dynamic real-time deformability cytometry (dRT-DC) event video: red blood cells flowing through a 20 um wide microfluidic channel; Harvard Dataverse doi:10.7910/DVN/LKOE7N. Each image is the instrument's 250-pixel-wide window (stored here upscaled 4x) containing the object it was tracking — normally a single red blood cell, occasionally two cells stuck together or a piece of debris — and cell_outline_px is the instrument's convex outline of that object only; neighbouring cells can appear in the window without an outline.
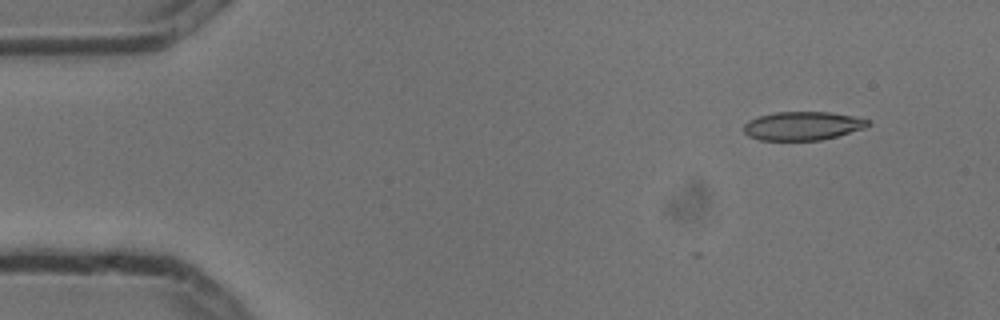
{"species": "common noctule bat (a hibernating species)", "species_latin": "Nyctalus noctula", "temperature_condition": "cold", "stored_images_in_passage": 5, "camera_frame_rate_fps": 3000, "um_per_image_px": 0.085, "animal": {"sex": "male", "body_mass_g": 13.3}, "frame": {"image": 1, "passage_image": 1, "time_ms": 0.0, "image_size_px": [1000, 320], "cell_outline_px": [[872, 124], [864, 128], [836, 136], [820, 140], [760, 140], [748, 136], [744, 132], [744, 124], [748, 120], [760, 116], [776, 112], [828, 112], [852, 116], [868, 120]], "centroid_in_image_um": [68.2, 10.7], "position_along_channel_um": 16.8, "area_um2": 20.52}}
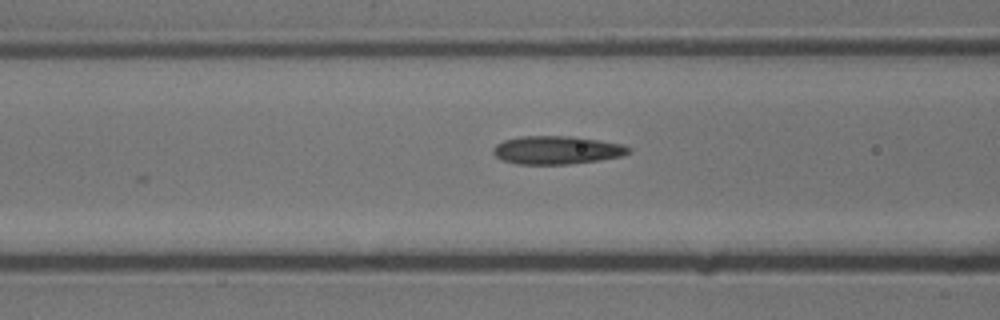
{"frame": {"image": 2, "passage_image": 5, "time_ms": 1.333, "image_size_px": [1000, 320], "cell_outline_px": [[632, 152], [620, 156], [600, 160], [568, 164], [516, 164], [504, 160], [496, 156], [492, 152], [492, 148], [496, 144], [504, 140], [520, 136], [568, 136], [624, 144], [632, 148]], "centroid_in_image_um": [47.33, 12.75], "position_along_channel_um": 119.3, "area_um2": 22.25}}